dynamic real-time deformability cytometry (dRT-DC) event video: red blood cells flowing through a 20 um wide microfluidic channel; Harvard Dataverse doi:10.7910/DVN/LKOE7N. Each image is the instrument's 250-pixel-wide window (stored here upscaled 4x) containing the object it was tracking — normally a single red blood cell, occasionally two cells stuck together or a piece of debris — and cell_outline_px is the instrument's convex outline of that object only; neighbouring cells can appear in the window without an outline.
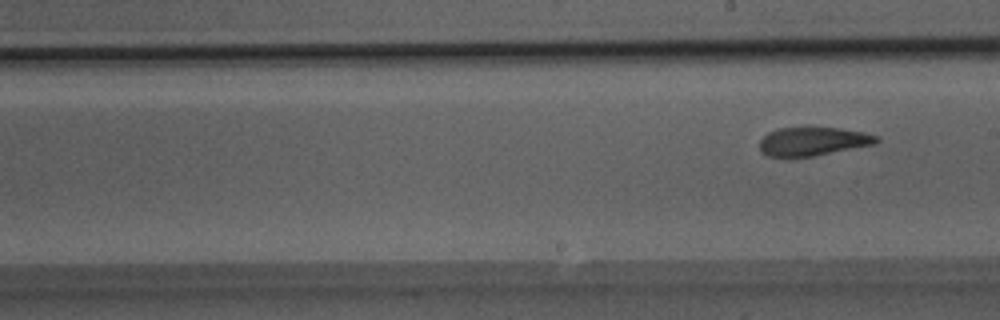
{"species": "Egyptian fruit bat (a non-hibernating species)", "species_latin": "Rousettus aegyptiacus", "temperature_condition": "room temperature", "stored_images_in_passage": 6, "camera_frame_rate_fps": 3000, "um_per_image_px": 0.085, "animal": {"sex": "male"}, "frame": {"image": 1, "passage_image": 6, "time_ms": 1.667, "image_size_px": [1000, 320], "cell_outline_px": [[880, 140], [876, 144], [812, 156], [768, 156], [760, 148], [760, 140], [768, 132], [776, 128], [808, 124], [840, 128], [864, 132], [876, 136]], "centroid_in_image_um": [69.1, 11.95], "position_along_channel_um": 219.9, "area_um2": 20.06}}